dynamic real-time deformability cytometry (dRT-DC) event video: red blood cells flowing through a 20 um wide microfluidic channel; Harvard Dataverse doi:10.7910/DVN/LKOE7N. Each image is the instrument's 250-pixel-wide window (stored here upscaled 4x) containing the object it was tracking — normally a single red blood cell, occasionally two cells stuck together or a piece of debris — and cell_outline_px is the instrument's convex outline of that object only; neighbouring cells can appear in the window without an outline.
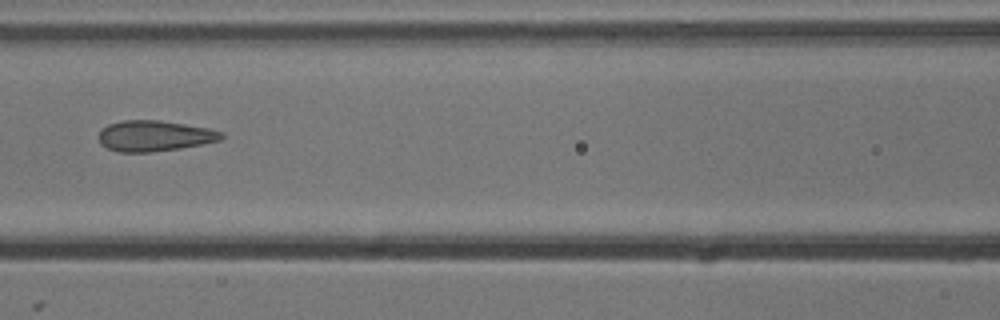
{"species": "common noctule bat (a hibernating species)", "species_latin": "Nyctalus noctula", "temperature_condition": "cold", "stored_images_in_passage": 6, "camera_frame_rate_fps": 3000, "um_per_image_px": 0.085, "animal": {"sex": "male", "body_mass_g": 13.3}, "frame": {"image": 1, "passage_image": 6, "time_ms": 1.667, "image_size_px": [1000, 320], "cell_outline_px": [[224, 136], [220, 140], [180, 148], [152, 152], [120, 152], [108, 148], [100, 144], [100, 132], [108, 124], [120, 120], [160, 120], [208, 128], [224, 132]], "centroid_in_image_um": [13.13, 11.54], "position_along_channel_um": 153.5, "area_um2": 21.85}}